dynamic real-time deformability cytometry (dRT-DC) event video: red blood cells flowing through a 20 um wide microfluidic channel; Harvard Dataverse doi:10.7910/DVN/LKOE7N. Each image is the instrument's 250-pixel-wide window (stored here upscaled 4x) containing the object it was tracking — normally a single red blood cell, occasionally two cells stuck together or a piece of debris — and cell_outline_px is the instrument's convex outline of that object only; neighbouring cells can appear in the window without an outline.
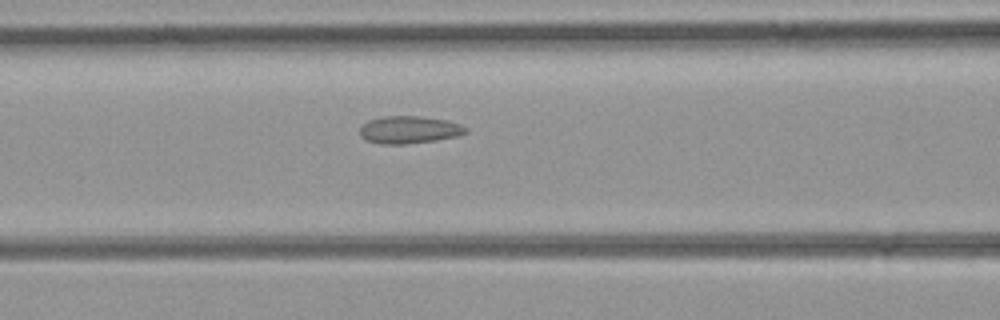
{"species": "common noctule bat (a hibernating species)", "species_latin": "Nyctalus noctula", "temperature_condition": "room temperature", "stored_images_in_passage": 25, "segment_of_instrument_passage": [1, 2], "camera_frame_rate_fps": 3000, "um_per_image_px": 0.085, "animal": {"sex": "female", "body_mass_g": 21.9}, "frame": {"image": 1, "passage_image": 8, "time_ms": 2.333, "image_size_px": [1000, 320], "cell_outline_px": [[468, 132], [456, 136], [436, 140], [404, 144], [380, 144], [368, 140], [360, 136], [360, 128], [368, 120], [384, 116], [420, 116], [444, 120], [460, 124], [468, 128]], "centroid_in_image_um": [34.78, 11.03], "position_along_channel_um": 131.8, "area_um2": 16.82}}
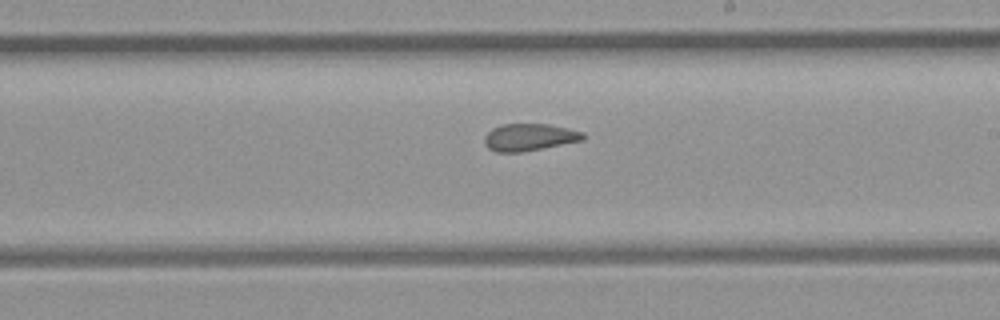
{"frame": {"image": 2, "passage_image": 15, "time_ms": 4.667, "image_size_px": [1000, 320], "cell_outline_px": [[584, 140], [520, 152], [496, 152], [488, 148], [484, 144], [484, 136], [492, 128], [504, 124], [548, 124], [568, 128], [584, 132]], "centroid_in_image_um": [44.98, 11.66], "position_along_channel_um": 244.0, "area_um2": 15.55}}
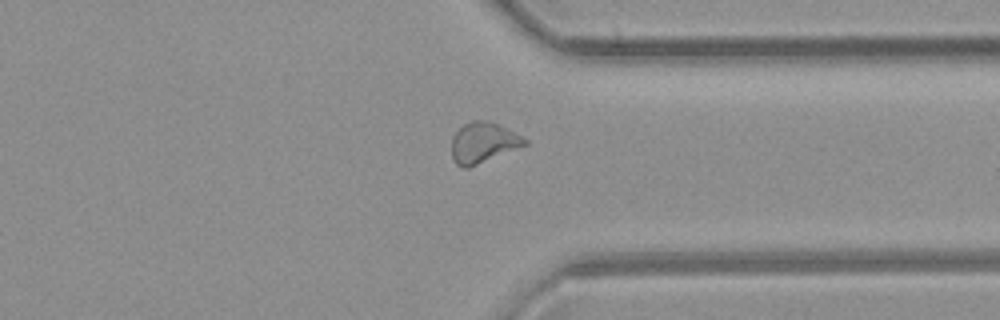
{"frame": {"image": 3, "passage_image": 23, "time_ms": 7.333, "image_size_px": [1000, 320], "cell_outline_px": [[528, 144], [468, 168], [464, 168], [456, 164], [452, 160], [452, 136], [464, 124], [472, 120], [488, 120], [508, 128], [528, 140]], "centroid_in_image_um": [41.07, 12.12], "position_along_channel_um": 370.3, "area_um2": 17.28}}